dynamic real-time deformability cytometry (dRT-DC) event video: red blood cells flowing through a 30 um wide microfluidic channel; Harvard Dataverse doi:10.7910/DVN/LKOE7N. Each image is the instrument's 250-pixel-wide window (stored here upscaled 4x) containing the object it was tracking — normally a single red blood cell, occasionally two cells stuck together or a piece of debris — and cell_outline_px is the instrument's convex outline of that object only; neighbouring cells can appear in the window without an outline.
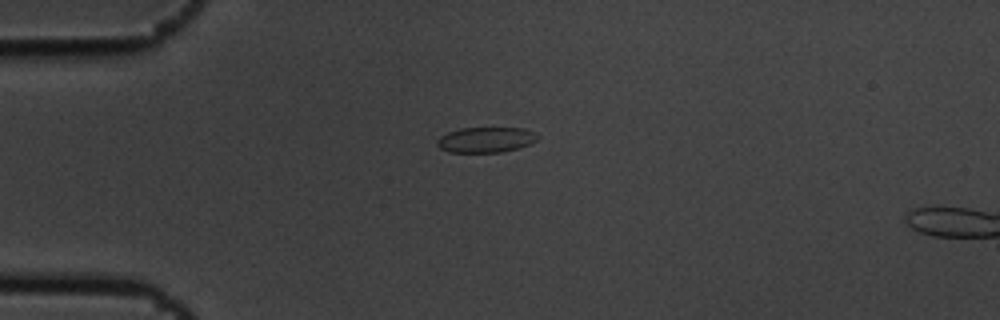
{"species": "common noctule bat (a hibernating species)", "species_latin": "Nyctalus noctula", "temperature_condition": "cold", "stored_images_in_passage": 13, "segment_of_instrument_passage": [1, 2], "camera_frame_rate_fps": 3000, "um_per_image_px": 0.085, "animal": {"sex": "male", "body_mass_g": 19.5, "forearm_length_mm": 54.6}, "frame": {"image": 1, "passage_image": 1, "time_ms": 0.0, "image_size_px": [1000, 320], "cell_outline_px": [[540, 136], [536, 140], [520, 148], [500, 152], [448, 152], [440, 148], [436, 144], [436, 140], [440, 136], [448, 132], [460, 128], [524, 128]], "centroid_in_image_um": [41.27, 11.88], "position_along_channel_um": 43.7, "area_um2": 14.85}}
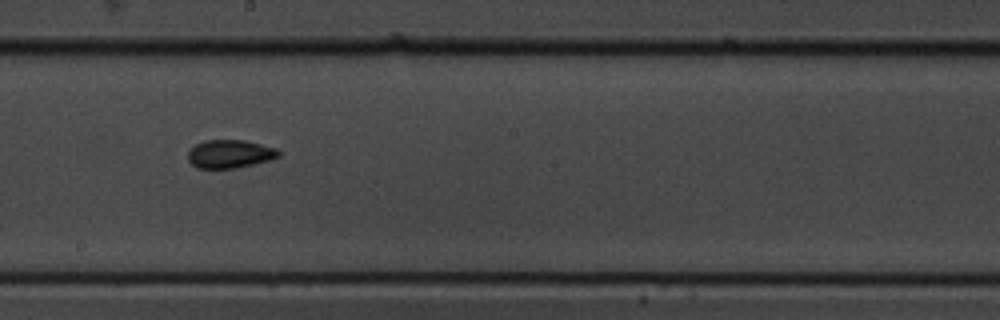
{"frame": {"image": 2, "passage_image": 6, "time_ms": 1.667, "image_size_px": [1000, 320], "cell_outline_px": [[280, 156], [268, 160], [236, 168], [196, 168], [188, 160], [188, 152], [196, 144], [204, 140], [244, 140], [276, 148], [280, 152]], "centroid_in_image_um": [19.52, 13.08], "position_along_channel_um": 228.7, "area_um2": 14.8}}
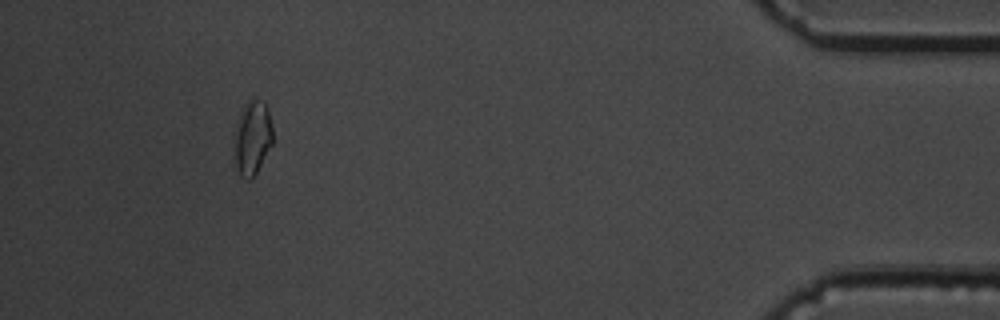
{"frame": {"image": 3, "passage_image": 11, "time_ms": 3.333, "image_size_px": [1000, 320], "cell_outline_px": [[272, 144], [256, 172], [248, 180], [240, 176], [236, 168], [232, 132], [236, 120], [244, 104], [248, 100], [256, 100], [264, 104], [268, 108], [272, 124]], "centroid_in_image_um": [21.4, 11.69], "position_along_channel_um": 413.8, "area_um2": 16.88}}